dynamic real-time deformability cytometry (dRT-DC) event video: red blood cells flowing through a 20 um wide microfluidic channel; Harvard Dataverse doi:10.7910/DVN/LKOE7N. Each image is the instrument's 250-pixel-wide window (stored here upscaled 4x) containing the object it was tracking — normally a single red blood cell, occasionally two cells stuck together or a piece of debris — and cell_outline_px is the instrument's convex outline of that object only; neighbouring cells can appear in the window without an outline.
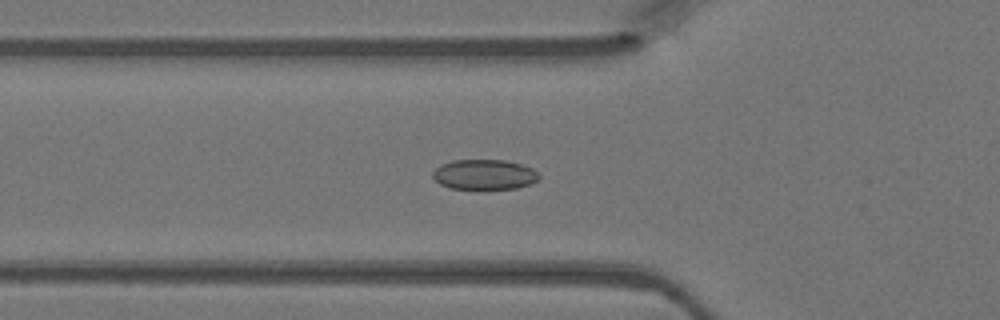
{"species": "Egyptian fruit bat (a non-hibernating species)", "species_latin": "Rousettus aegyptiacus", "temperature_condition": "warm", "stored_images_in_passage": 47, "camera_frame_rate_fps": 3000, "um_per_image_px": 0.085, "animal": {"sex": "female"}, "frame": {"image": 1, "passage_image": 16, "time_ms": 5.0, "image_size_px": [1000, 320], "cell_outline_px": [[540, 176], [536, 180], [528, 184], [516, 188], [452, 188], [440, 184], [432, 176], [432, 172], [440, 164], [452, 160], [504, 160], [520, 164], [532, 168]], "centroid_in_image_um": [41.13, 14.82], "position_along_channel_um": 84.7, "area_um2": 18.32}}
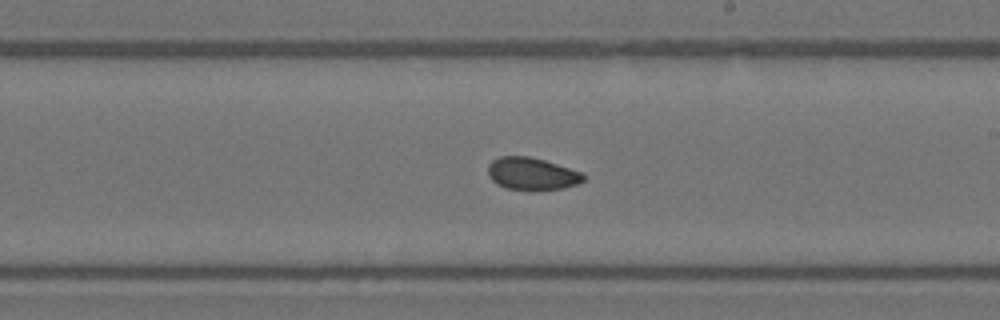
{"frame": {"image": 2, "passage_image": 27, "time_ms": 8.667, "image_size_px": [1000, 320], "cell_outline_px": [[584, 180], [576, 184], [564, 188], [528, 192], [508, 188], [492, 180], [488, 176], [488, 164], [492, 160], [500, 156], [528, 156], [544, 160], [580, 172], [584, 176]], "centroid_in_image_um": [45.18, 14.79], "position_along_channel_um": 243.8, "area_um2": 18.09}}
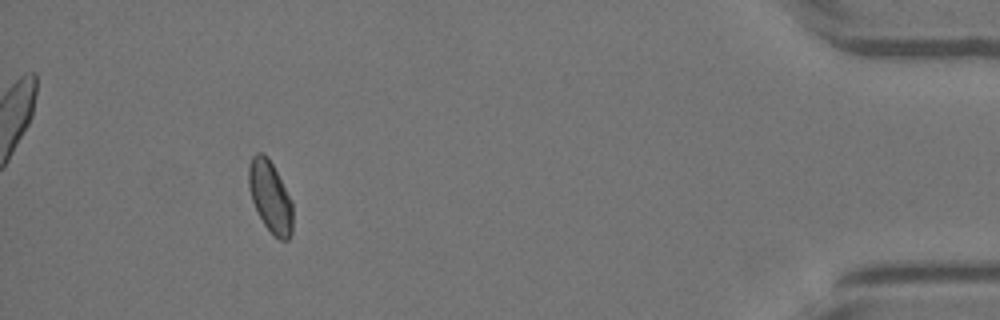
{"frame": {"image": 3, "passage_image": 43, "time_ms": 14.0, "image_size_px": [1000, 320], "cell_outline_px": [[292, 232], [288, 240], [280, 240], [264, 224], [252, 200], [248, 184], [248, 164], [252, 156], [256, 152], [260, 152], [272, 164], [292, 200]], "centroid_in_image_um": [22.97, 16.72], "position_along_channel_um": 412.2, "area_um2": 17.98}}